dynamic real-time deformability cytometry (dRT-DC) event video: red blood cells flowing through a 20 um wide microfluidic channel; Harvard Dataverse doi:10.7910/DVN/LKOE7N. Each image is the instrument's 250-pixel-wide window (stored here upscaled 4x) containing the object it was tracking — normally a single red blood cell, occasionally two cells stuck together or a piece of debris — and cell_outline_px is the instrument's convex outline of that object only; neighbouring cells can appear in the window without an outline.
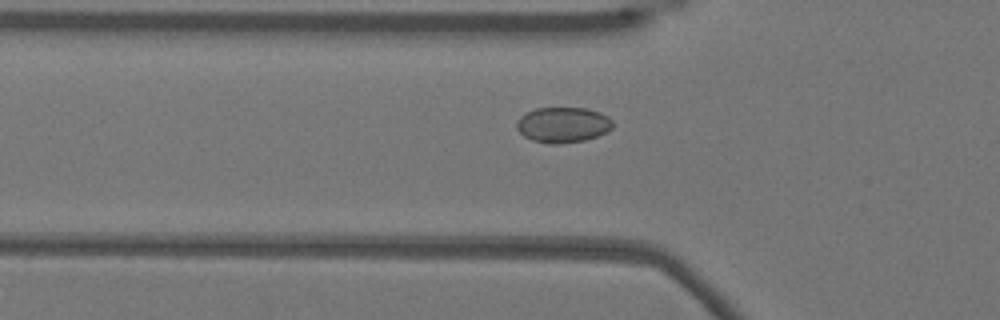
{"species": "Egyptian fruit bat (a non-hibernating species)", "species_latin": "Rousettus aegyptiacus", "temperature_condition": "warm", "stored_images_in_passage": 32, "camera_frame_rate_fps": 3000, "um_per_image_px": 0.085, "animal": {"sex": "female"}, "frame": {"image": 1, "passage_image": 3, "time_ms": 0.667, "image_size_px": [1000, 320], "cell_outline_px": [[612, 128], [596, 136], [584, 140], [560, 144], [548, 144], [532, 140], [524, 136], [516, 128], [516, 120], [520, 116], [536, 108], [588, 108], [600, 112], [608, 116], [612, 120]], "centroid_in_image_um": [47.83, 10.61], "position_along_channel_um": 78.0, "area_um2": 19.88}}
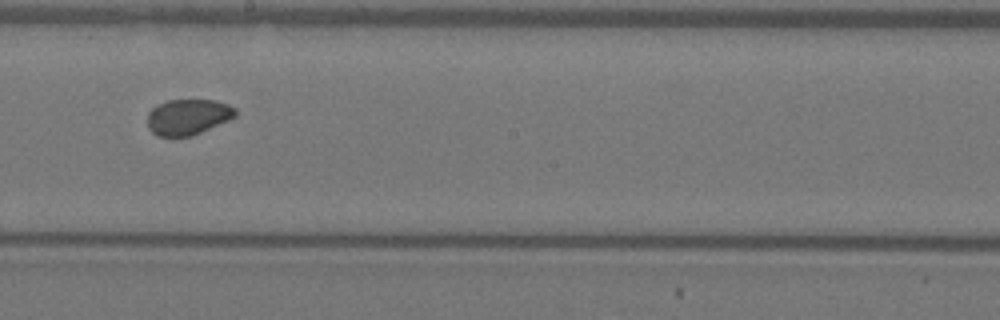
{"frame": {"image": 2, "passage_image": 15, "time_ms": 4.667, "image_size_px": [1000, 320], "cell_outline_px": [[236, 116], [228, 120], [192, 136], [172, 140], [156, 136], [148, 128], [148, 112], [152, 108], [168, 100], [216, 100], [228, 104], [236, 108]], "centroid_in_image_um": [15.94, 9.98], "position_along_channel_um": 232.3, "area_um2": 18.79}}
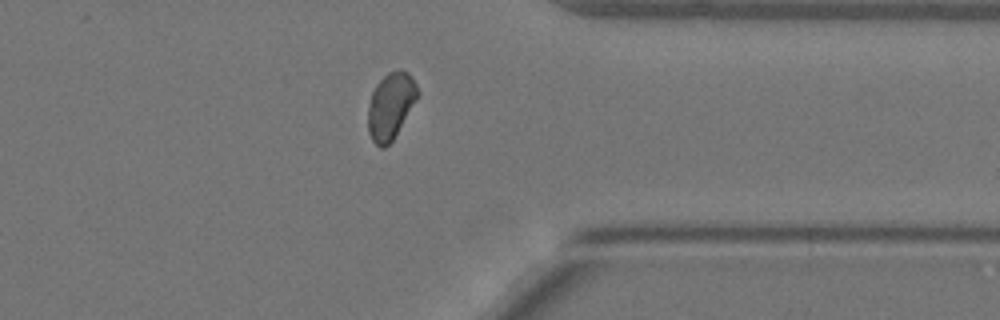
{"frame": {"image": 3, "passage_image": 27, "time_ms": 8.667, "image_size_px": [1000, 320], "cell_outline_px": [[420, 92], [416, 100], [392, 140], [384, 148], [380, 148], [372, 140], [368, 132], [368, 108], [372, 92], [376, 84], [388, 72], [408, 72], [416, 84]], "centroid_in_image_um": [33.19, 9.01], "position_along_channel_um": 378.2, "area_um2": 18.79}}